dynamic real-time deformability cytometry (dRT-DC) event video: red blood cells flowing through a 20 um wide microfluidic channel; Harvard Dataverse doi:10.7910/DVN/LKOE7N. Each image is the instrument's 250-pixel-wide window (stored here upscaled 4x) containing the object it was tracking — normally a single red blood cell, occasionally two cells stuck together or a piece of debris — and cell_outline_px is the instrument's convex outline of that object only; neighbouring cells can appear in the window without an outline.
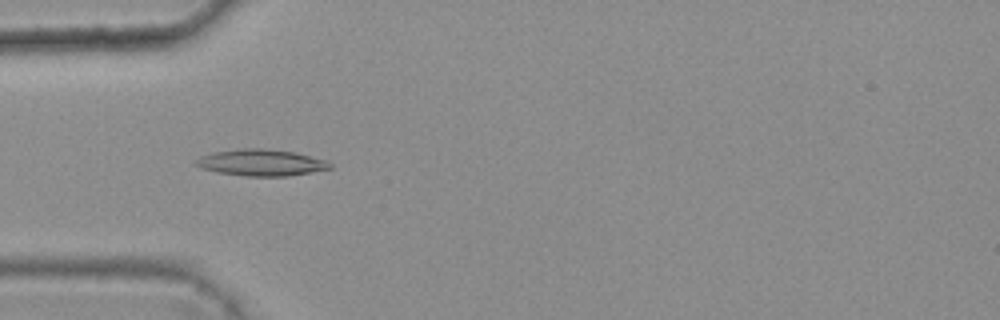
{"species": "common noctule bat (a hibernating species)", "species_latin": "Nyctalus noctula", "temperature_condition": "warm", "stored_images_in_passage": 46, "camera_frame_rate_fps": 3000, "um_per_image_px": 0.085, "animal": {"sex": "female", "body_mass_g": 25.1}, "frame": {"image": 1, "passage_image": 16, "time_ms": 5.0, "image_size_px": [1000, 320], "cell_outline_px": [[332, 168], [288, 176], [244, 176], [216, 172], [200, 168], [196, 164], [196, 160], [200, 156], [212, 152], [240, 148], [264, 148], [296, 152], [324, 160], [332, 164]], "centroid_in_image_um": [22.17, 13.81], "position_along_channel_um": 62.8, "area_um2": 20.75}}
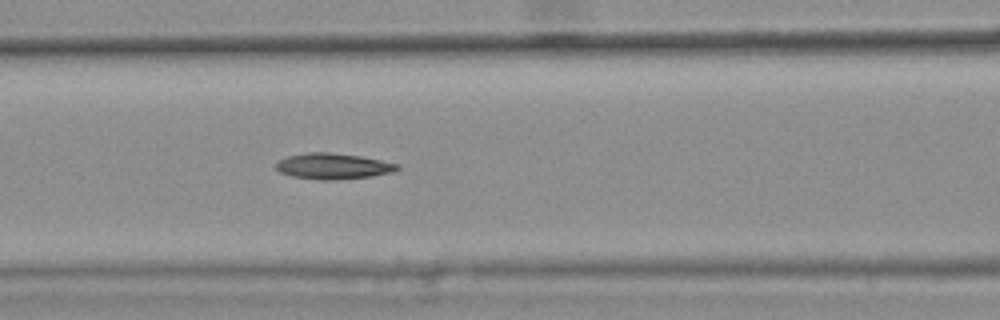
{"frame": {"image": 2, "passage_image": 22, "time_ms": 7.0, "image_size_px": [1000, 320], "cell_outline_px": [[400, 168], [392, 172], [372, 176], [336, 180], [320, 180], [292, 176], [280, 172], [276, 168], [276, 164], [280, 160], [288, 156], [308, 152], [328, 152], [360, 156], [400, 164]], "centroid_in_image_um": [28.33, 14.13], "position_along_channel_um": 138.3, "area_um2": 18.21}}
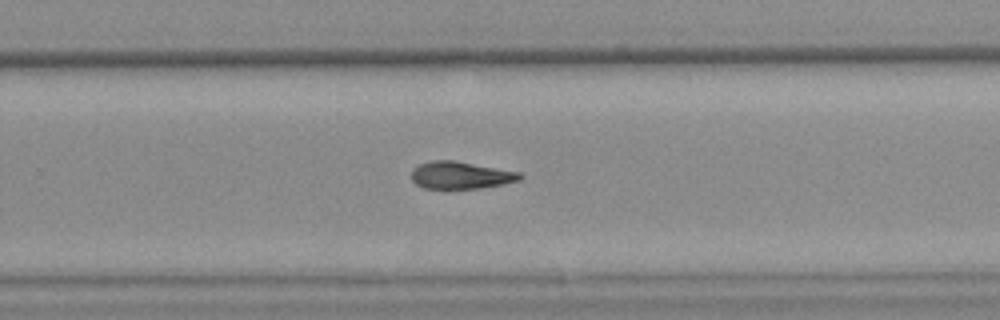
{"frame": {"image": 3, "passage_image": 34, "time_ms": 11.0, "image_size_px": [1000, 320], "cell_outline_px": [[524, 176], [520, 180], [504, 184], [480, 188], [424, 188], [416, 184], [412, 180], [412, 168], [420, 164], [432, 160], [456, 160], [520, 172]], "centroid_in_image_um": [39.18, 14.88], "position_along_channel_um": 290.6, "area_um2": 17.34}, "authors_computed_cell_mechanics": {"area_um2": 18.1781, "velocity_mm_per_s": 3.8199, "shape_relaxation_time_tau1_ms": 10.8783, "shape_relaxation_time_tau2_ms": null, "deformation_change_tau1": 0.2231, "deformation_change_tau2": null}}